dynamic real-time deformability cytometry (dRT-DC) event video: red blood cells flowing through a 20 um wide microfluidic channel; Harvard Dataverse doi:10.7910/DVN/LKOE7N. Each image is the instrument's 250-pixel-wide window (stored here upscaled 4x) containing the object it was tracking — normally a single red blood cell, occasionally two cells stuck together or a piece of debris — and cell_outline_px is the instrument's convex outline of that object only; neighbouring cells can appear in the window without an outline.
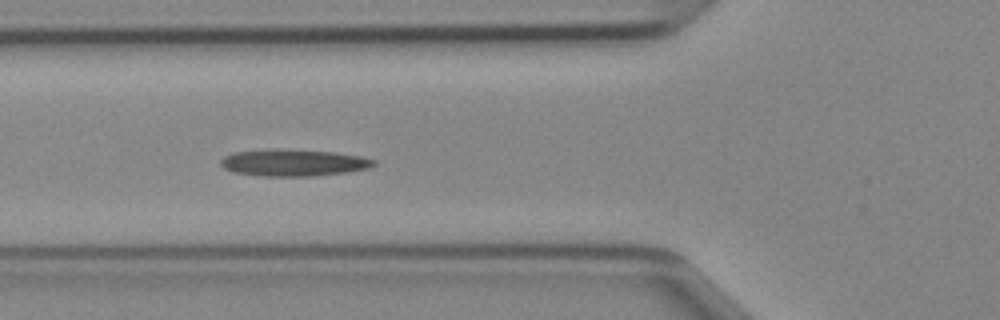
{"species": "Egyptian fruit bat (a non-hibernating species)", "species_latin": "Rousettus aegyptiacus", "temperature_condition": "cold", "stored_images_in_passage": 43, "camera_frame_rate_fps": 3000, "um_per_image_px": 0.085, "animal": {"sex": "female"}, "frame": {"image": 1, "passage_image": 13, "time_ms": 4.0, "image_size_px": [1000, 320], "cell_outline_px": [[376, 164], [368, 168], [348, 172], [312, 176], [264, 176], [236, 172], [224, 168], [220, 164], [220, 160], [224, 156], [232, 152], [268, 148], [332, 152], [360, 156], [376, 160]], "centroid_in_image_um": [24.92, 13.82], "position_along_channel_um": 100.9, "area_um2": 23.93}}
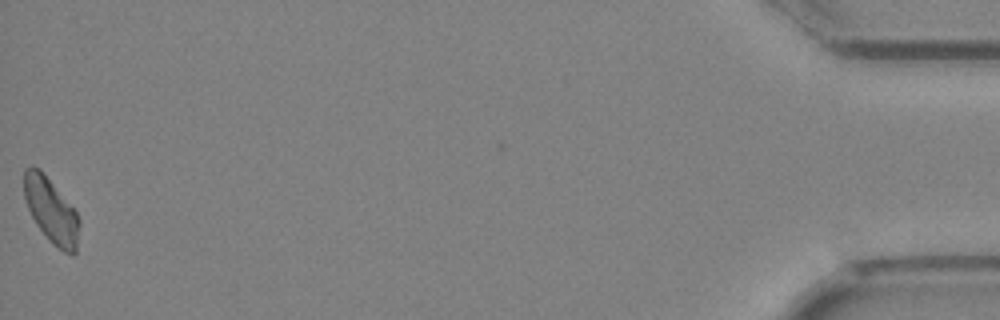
{"frame": {"image": 2, "passage_image": 43, "time_ms": 14.0, "image_size_px": [1000, 320], "cell_outline_px": [[80, 224], [76, 252], [72, 256], [64, 252], [52, 244], [36, 224], [28, 208], [24, 196], [24, 168], [32, 164], [40, 168], [76, 212], [80, 220]], "centroid_in_image_um": [4.34, 17.9], "position_along_channel_um": 430.9, "area_um2": 20.92}}